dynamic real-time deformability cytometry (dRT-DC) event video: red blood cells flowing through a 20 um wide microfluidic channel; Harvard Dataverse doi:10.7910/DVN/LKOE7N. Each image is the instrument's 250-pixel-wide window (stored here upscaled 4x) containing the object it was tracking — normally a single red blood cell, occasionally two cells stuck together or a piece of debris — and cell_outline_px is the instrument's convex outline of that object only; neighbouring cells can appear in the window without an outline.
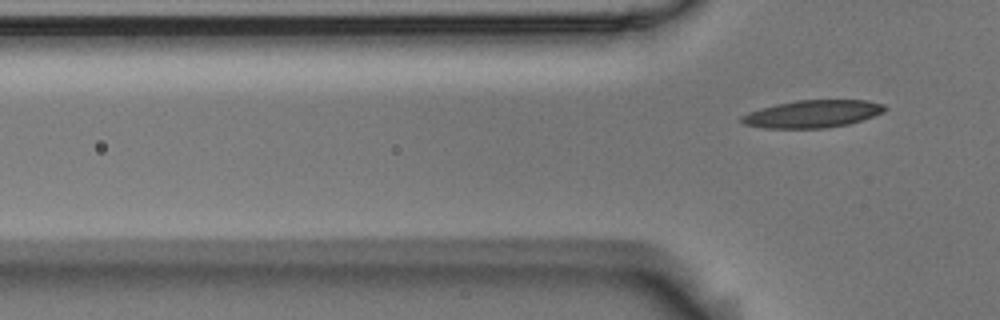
{"species": "Egyptian fruit bat (a non-hibernating species)", "species_latin": "Rousettus aegyptiacus", "temperature_condition": "room temperature", "stored_images_in_passage": 5, "segment_of_instrument_passage": [2, 2], "camera_frame_rate_fps": 3000, "um_per_image_px": 0.085, "animal": {"sex": "male"}, "frame": {"image": 1, "passage_image": 5, "time_ms": 1.333, "image_size_px": [1000, 320], "cell_outline_px": [[888, 108], [884, 112], [848, 124], [824, 128], [764, 128], [744, 124], [740, 120], [740, 116], [748, 112], [760, 108], [776, 104], [796, 100], [868, 100], [884, 104]], "centroid_in_image_um": [69.05, 9.67], "position_along_channel_um": 56.7, "area_um2": 22.95}}